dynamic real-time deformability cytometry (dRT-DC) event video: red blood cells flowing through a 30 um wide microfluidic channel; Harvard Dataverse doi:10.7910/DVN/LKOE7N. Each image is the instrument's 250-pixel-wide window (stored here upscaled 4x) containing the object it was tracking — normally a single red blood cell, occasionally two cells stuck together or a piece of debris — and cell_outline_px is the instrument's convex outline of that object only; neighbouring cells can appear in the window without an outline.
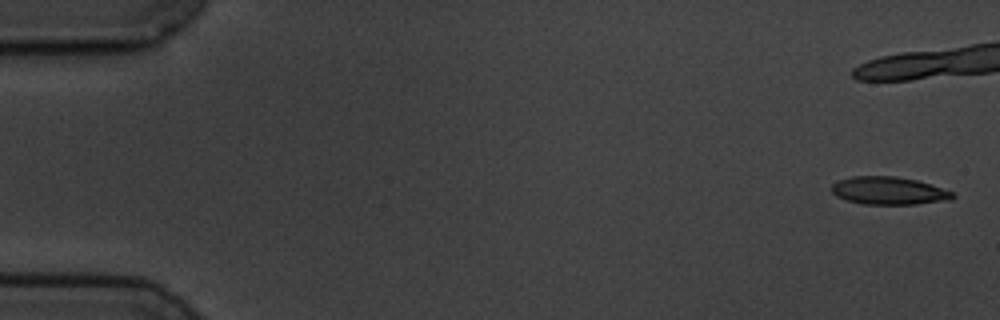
{"species": "common noctule bat (a hibernating species)", "species_latin": "Nyctalus noctula", "temperature_condition": "cold", "stored_images_in_passage": 18, "camera_frame_rate_fps": 3000, "um_per_image_px": 0.085, "animal": {"sex": "male", "body_mass_g": 19.5, "forearm_length_mm": 54.6}, "frame": {"image": 1, "passage_image": 1, "time_ms": 0.0, "image_size_px": [1000, 320], "cell_outline_px": [[956, 196], [952, 200], [916, 204], [864, 204], [848, 200], [836, 196], [832, 192], [832, 184], [840, 180], [852, 176], [896, 176], [916, 180], [956, 192]], "centroid_in_image_um": [75.61, 16.21], "position_along_channel_um": 9.4, "area_um2": 19.65}}
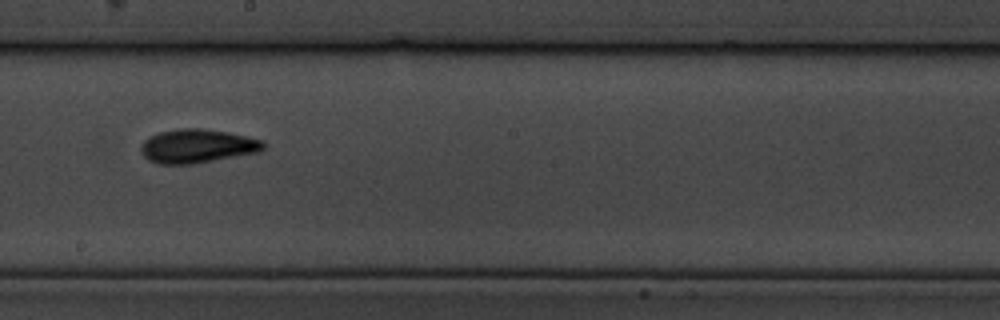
{"frame": {"image": 2, "passage_image": 11, "time_ms": 13.0, "image_size_px": [1000, 320], "cell_outline_px": [[268, 144], [260, 152], [192, 164], [160, 164], [148, 160], [144, 156], [140, 148], [144, 140], [148, 136], [160, 132], [176, 128], [200, 128], [228, 132], [248, 136], [264, 140]], "centroid_in_image_um": [16.8, 12.41], "position_along_channel_um": 231.4, "area_um2": 24.39}}
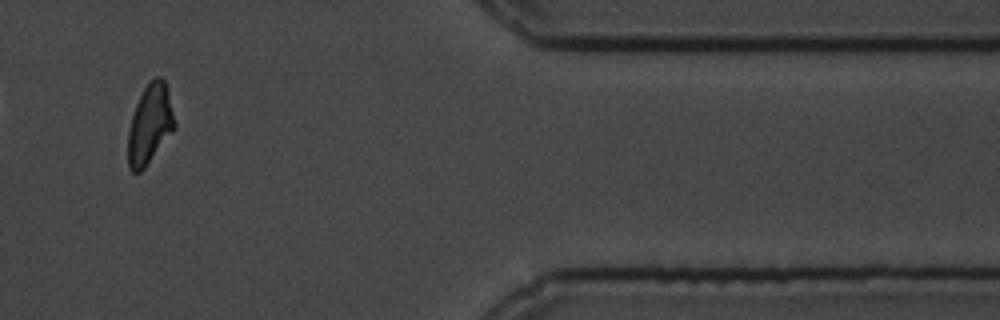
{"frame": {"image": 3, "passage_image": 16, "time_ms": 18.667, "image_size_px": [1000, 320], "cell_outline_px": [[176, 128], [144, 168], [140, 172], [132, 172], [128, 168], [128, 132], [132, 116], [136, 104], [144, 88], [156, 76], [160, 76], [164, 80], [168, 92], [176, 124]], "centroid_in_image_um": [12.74, 10.59], "position_along_channel_um": 398.7, "area_um2": 21.39}, "authors_computed_cell_mechanics": {"area_um2": 20.5479, "velocity_mm_per_s": 3.5012, "shape_relaxation_time_tau1_ms": 4.2444, "shape_relaxation_time_tau2_ms": 4.8098, "deformation_change_tau1": 0.1484, "deformation_change_tau2": 0.1033}}